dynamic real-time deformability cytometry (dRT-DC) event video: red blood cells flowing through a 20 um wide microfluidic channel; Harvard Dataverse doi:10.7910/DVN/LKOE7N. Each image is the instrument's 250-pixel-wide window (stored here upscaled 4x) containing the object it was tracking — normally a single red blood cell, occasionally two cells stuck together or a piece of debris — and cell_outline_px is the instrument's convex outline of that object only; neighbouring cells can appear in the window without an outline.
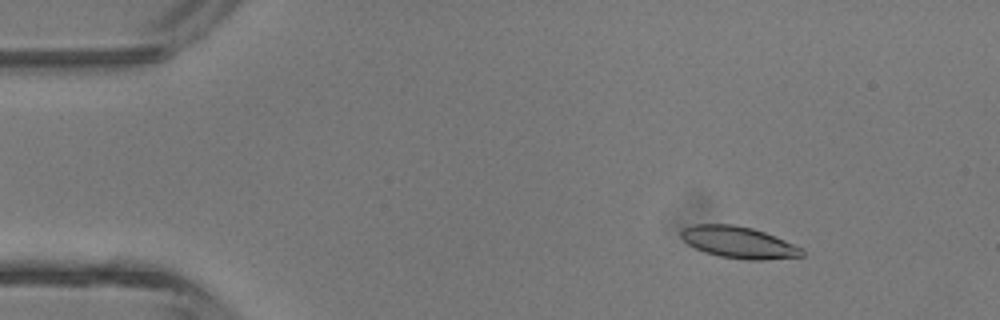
{"species": "common noctule bat (a hibernating species)", "species_latin": "Nyctalus noctula", "temperature_condition": "room temperature", "stored_images_in_passage": 4, "camera_frame_rate_fps": 3000, "um_per_image_px": 0.085, "animal": {"sex": "male", "body_mass_g": 13.3}, "frame": {"image": 1, "passage_image": 2, "time_ms": 1.0, "image_size_px": [1000, 320], "cell_outline_px": [[804, 256], [764, 260], [748, 260], [720, 256], [704, 252], [688, 244], [680, 236], [680, 232], [684, 228], [692, 224], [732, 224], [752, 228], [764, 232], [804, 248]], "centroid_in_image_um": [62.8, 20.6], "position_along_channel_um": 22.2, "area_um2": 22.31}}
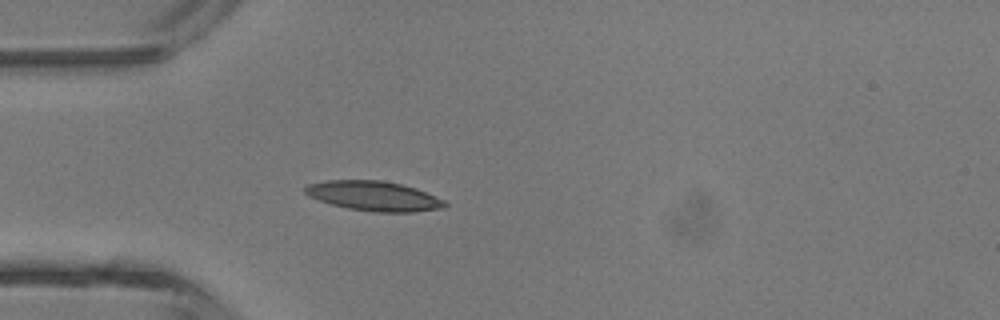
{"frame": {"image": 2, "passage_image": 4, "time_ms": 3.333, "image_size_px": [1000, 320], "cell_outline_px": [[448, 204], [444, 208], [412, 212], [372, 212], [348, 208], [332, 204], [308, 196], [304, 192], [304, 188], [308, 184], [328, 180], [384, 180], [416, 188], [444, 200]], "centroid_in_image_um": [31.78, 16.66], "position_along_channel_um": 53.2, "area_um2": 24.16}}